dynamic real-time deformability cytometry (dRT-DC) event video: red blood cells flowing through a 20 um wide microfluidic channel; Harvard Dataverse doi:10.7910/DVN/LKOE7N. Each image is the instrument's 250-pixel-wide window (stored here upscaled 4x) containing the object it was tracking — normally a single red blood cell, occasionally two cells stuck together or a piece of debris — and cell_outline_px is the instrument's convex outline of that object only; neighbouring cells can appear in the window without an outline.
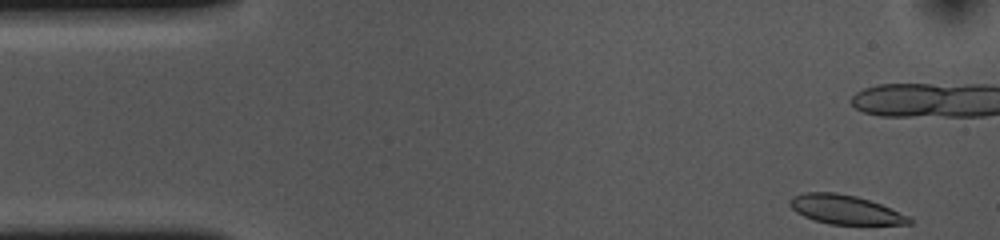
{"species": "common noctule bat (a hibernating species)", "species_latin": "Nyctalus noctula", "temperature_condition": "cold", "stored_images_in_passage": 46, "camera_frame_rate_fps": 3000, "um_per_image_px": 0.085, "animal": {"sex": "female", "body_mass_g": 10.0, "forearm_length_mm": 53.1}, "frame": {"image": 1, "passage_image": 1, "time_ms": 0.0, "image_size_px": [1000, 240], "cell_outline_px": [[912, 224], [828, 224], [804, 216], [796, 212], [788, 204], [788, 200], [792, 196], [804, 192], [836, 192], [856, 196], [880, 204], [908, 216], [912, 220]], "centroid_in_image_um": [71.79, 17.8], "position_along_channel_um": 13.2, "area_um2": 20.06}, "authors_computed_cell_mechanics": {"area_um2": 21.1259, "velocity_mm_per_s": 3.6224, "shape_relaxation_time_tau1_ms": 6.2967, "shape_relaxation_time_tau2_ms": 4.1065, "deformation_change_tau1": 0.1363, "deformation_change_tau2": 0.0959}}